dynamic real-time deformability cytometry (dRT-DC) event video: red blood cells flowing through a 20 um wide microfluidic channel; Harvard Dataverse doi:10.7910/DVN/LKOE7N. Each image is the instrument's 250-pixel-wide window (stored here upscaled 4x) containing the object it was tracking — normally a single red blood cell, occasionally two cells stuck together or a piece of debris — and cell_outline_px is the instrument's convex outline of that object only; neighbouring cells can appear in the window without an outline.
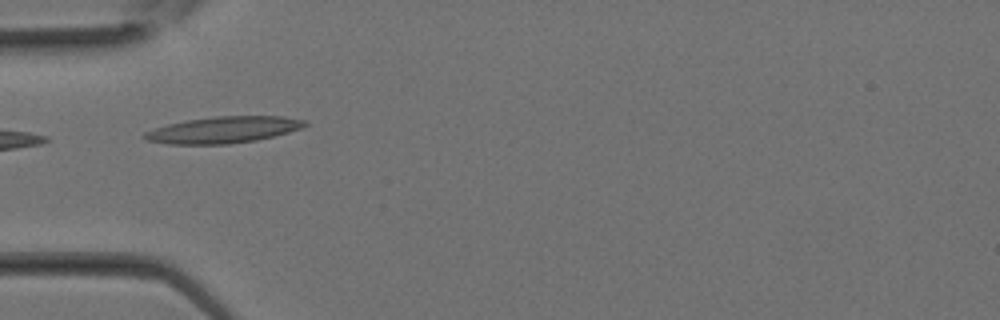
{"species": "Egyptian fruit bat (a non-hibernating species)", "species_latin": "Rousettus aegyptiacus", "temperature_condition": "room temperature", "stored_images_in_passage": 4, "camera_frame_rate_fps": 3000, "um_per_image_px": 0.085, "animal": {"sex": "female"}, "frame": {"image": 1, "passage_image": 1, "time_ms": 0.0, "image_size_px": [1000, 320], "cell_outline_px": [[308, 124], [304, 128], [256, 140], [228, 144], [168, 144], [144, 140], [140, 136], [144, 132], [168, 124], [188, 120], [216, 116], [284, 116], [308, 120]], "centroid_in_image_um": [19.0, 11.03], "position_along_channel_um": 66.0, "area_um2": 24.85}}